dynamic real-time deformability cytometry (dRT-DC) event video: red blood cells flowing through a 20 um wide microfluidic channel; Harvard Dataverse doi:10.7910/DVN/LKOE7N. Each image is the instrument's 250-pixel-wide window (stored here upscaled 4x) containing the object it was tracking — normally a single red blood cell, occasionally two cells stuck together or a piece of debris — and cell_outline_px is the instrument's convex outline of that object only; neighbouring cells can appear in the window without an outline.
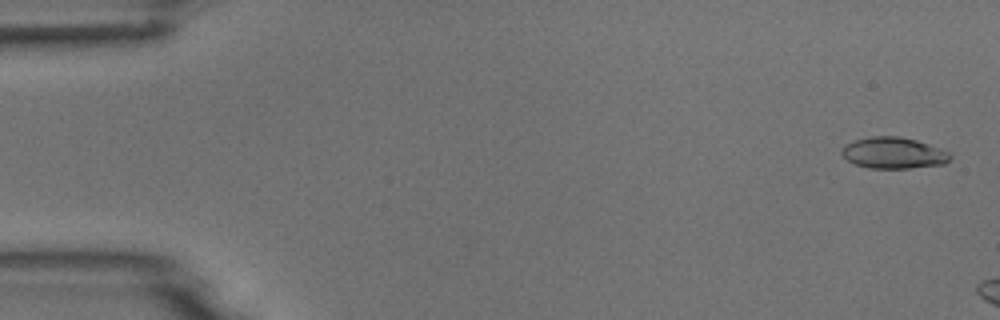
{"species": "common noctule bat (a hibernating species)", "species_latin": "Nyctalus noctula", "temperature_condition": "room temperature", "stored_images_in_passage": 3, "camera_frame_rate_fps": 3000, "um_per_image_px": 0.085, "animal": {"sex": "male", "body_mass_g": 18.8}, "frame": {"image": 1, "passage_image": 1, "time_ms": 0.0, "image_size_px": [1000, 320], "cell_outline_px": [[952, 156], [944, 164], [908, 168], [868, 168], [856, 164], [848, 160], [840, 152], [840, 148], [844, 144], [856, 140], [872, 136], [900, 136], [916, 140], [940, 148], [948, 152]], "centroid_in_image_um": [75.92, 12.99], "position_along_channel_um": 9.1, "area_um2": 19.71}}